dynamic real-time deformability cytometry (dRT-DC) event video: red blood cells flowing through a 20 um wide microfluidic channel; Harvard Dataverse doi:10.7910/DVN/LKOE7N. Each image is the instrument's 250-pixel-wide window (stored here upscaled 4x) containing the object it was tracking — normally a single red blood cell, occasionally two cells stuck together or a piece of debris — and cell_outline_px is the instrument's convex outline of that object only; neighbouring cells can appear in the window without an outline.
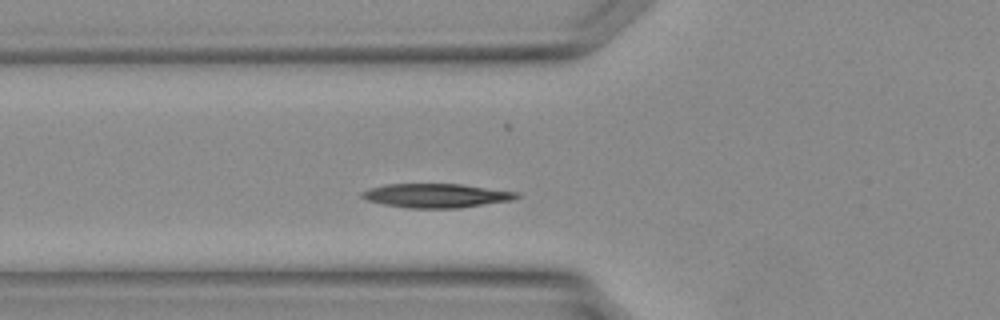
{"species": "Egyptian fruit bat (a non-hibernating species)", "species_latin": "Rousettus aegyptiacus", "temperature_condition": "warm", "stored_images_in_passage": 28, "camera_frame_rate_fps": 3000, "um_per_image_px": 0.085, "animal": {"sex": "female"}, "frame": {"image": 1, "passage_image": 5, "time_ms": 1.333, "image_size_px": [1000, 320], "cell_outline_px": [[520, 196], [512, 200], [460, 208], [408, 208], [384, 204], [368, 200], [360, 196], [360, 192], [372, 188], [388, 184], [460, 184], [520, 192]], "centroid_in_image_um": [37.12, 16.63], "position_along_channel_um": 88.7, "area_um2": 21.56}}